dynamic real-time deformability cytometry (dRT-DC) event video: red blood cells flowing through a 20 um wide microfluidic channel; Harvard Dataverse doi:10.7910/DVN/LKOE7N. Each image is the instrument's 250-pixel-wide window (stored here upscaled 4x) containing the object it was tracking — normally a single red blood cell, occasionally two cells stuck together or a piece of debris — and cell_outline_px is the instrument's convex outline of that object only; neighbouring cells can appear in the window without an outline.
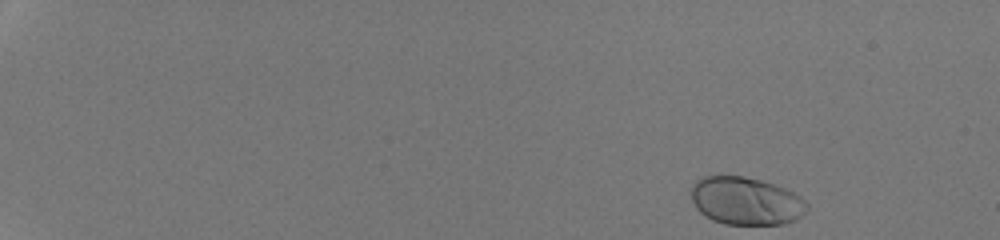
{"species": "human", "species_latin": "Homo sapiens", "temperature_condition": "room temperature", "stored_images_in_passage": 43, "camera_frame_rate_fps": 3000, "um_per_image_px": 0.085, "donor": {"sex": "male"}, "frame": {"image": 1, "passage_image": 1, "time_ms": 0.0, "image_size_px": [1000, 240], "cell_outline_px": [[808, 208], [796, 220], [784, 224], [724, 224], [712, 220], [700, 212], [696, 208], [692, 200], [692, 184], [696, 180], [704, 176], [744, 176], [760, 180], [784, 188], [800, 196], [808, 204]], "centroid_in_image_um": [63.39, 17.09], "position_along_channel_um": 21.6, "area_um2": 32.19}}
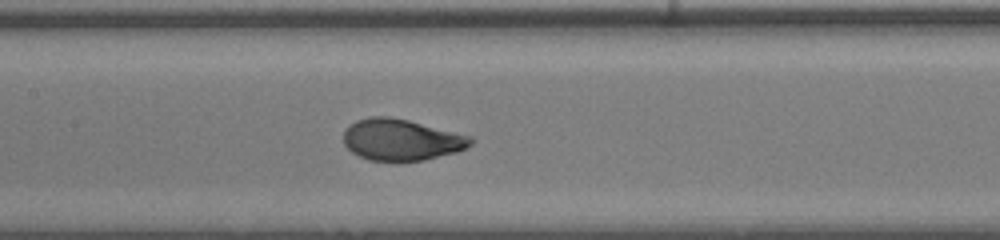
{"frame": {"image": 2, "passage_image": 24, "time_ms": 7.667, "image_size_px": [1000, 240], "cell_outline_px": [[476, 140], [472, 144], [456, 152], [424, 160], [368, 160], [352, 152], [344, 144], [344, 128], [348, 124], [356, 120], [368, 116], [388, 116], [408, 120], [472, 136]], "centroid_in_image_um": [34.1, 11.86], "position_along_channel_um": 173.3, "area_um2": 30.69}}
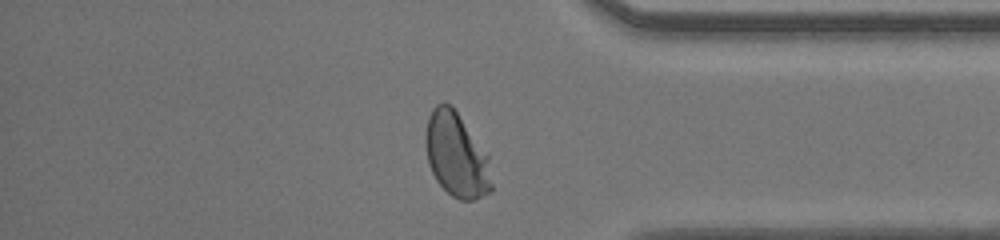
{"frame": {"image": 3, "passage_image": 40, "time_ms": 13.0, "image_size_px": [1000, 240], "cell_outline_px": [[492, 192], [472, 200], [460, 200], [452, 196], [436, 180], [428, 164], [424, 140], [424, 136], [428, 116], [432, 108], [436, 104], [452, 104], [488, 156], [492, 184]], "centroid_in_image_um": [38.77, 13.17], "position_along_channel_um": 396.4, "area_um2": 32.48}, "authors_computed_cell_mechanics": {"area_um2": 31.1542, "velocity_mm_per_s": 4.2988, "shape_relaxation_time_tau1_ms": 2.66, "shape_relaxation_time_tau2_ms": null, "deformation_change_tau1": 0.1477, "deformation_change_tau2": null}}